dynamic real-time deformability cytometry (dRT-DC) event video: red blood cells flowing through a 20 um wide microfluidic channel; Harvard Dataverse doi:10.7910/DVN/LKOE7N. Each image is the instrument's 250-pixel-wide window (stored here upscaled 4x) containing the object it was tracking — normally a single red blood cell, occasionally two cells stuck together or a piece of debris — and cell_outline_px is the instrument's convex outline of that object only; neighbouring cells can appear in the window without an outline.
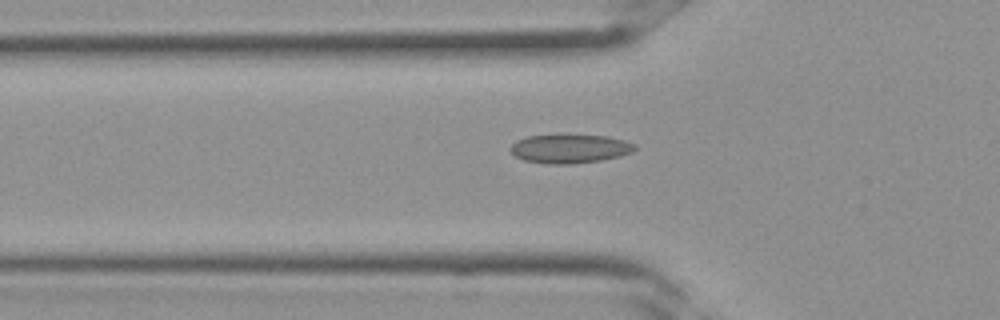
{"species": "Egyptian fruit bat (a non-hibernating species)", "species_latin": "Rousettus aegyptiacus", "temperature_condition": "room temperature", "stored_images_in_passage": 25, "camera_frame_rate_fps": 3000, "um_per_image_px": 0.085, "frame": {"image": 1, "passage_image": 3, "time_ms": 0.667, "image_size_px": [1000, 320], "cell_outline_px": [[636, 148], [632, 152], [620, 156], [600, 160], [572, 164], [548, 164], [524, 160], [516, 156], [508, 148], [516, 140], [528, 136], [556, 132], [560, 132], [608, 136], [624, 140], [636, 144]], "centroid_in_image_um": [48.41, 12.59], "position_along_channel_um": 77.4, "area_um2": 21.79}}
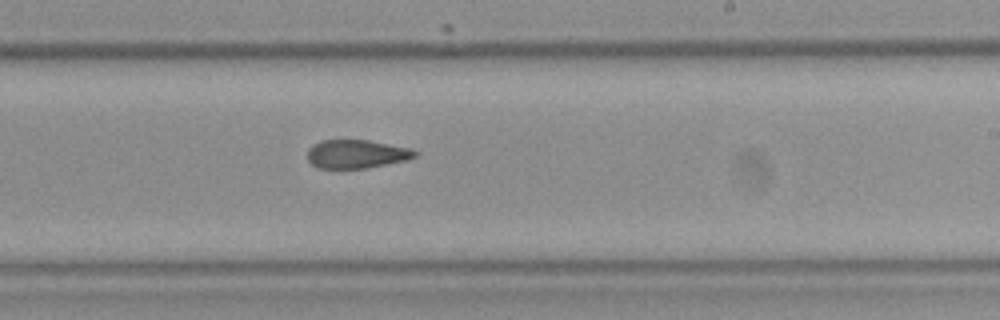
{"frame": {"image": 2, "passage_image": 12, "time_ms": 3.667, "image_size_px": [1000, 320], "cell_outline_px": [[420, 152], [416, 156], [408, 160], [368, 168], [316, 168], [308, 160], [308, 148], [312, 144], [320, 140], [368, 140], [412, 148]], "centroid_in_image_um": [30.33, 13.09], "position_along_channel_um": 258.7, "area_um2": 18.15}}
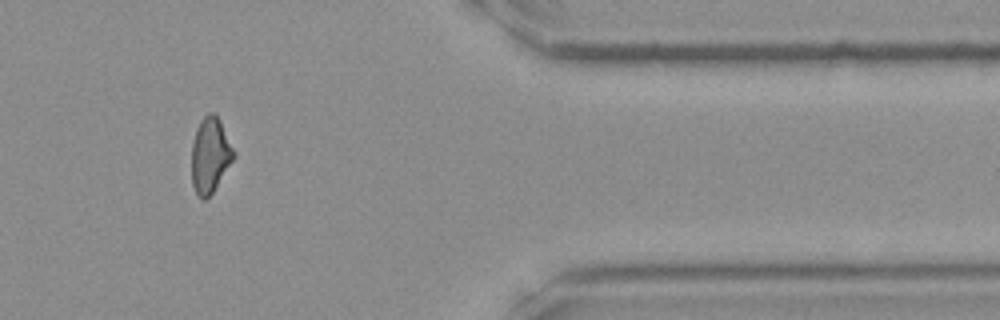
{"frame": {"image": 3, "passage_image": 20, "time_ms": 6.333, "image_size_px": [1000, 320], "cell_outline_px": [[236, 156], [212, 192], [204, 200], [200, 200], [196, 196], [192, 184], [192, 144], [196, 128], [200, 120], [208, 112], [212, 112], [220, 120], [236, 152]], "centroid_in_image_um": [17.86, 13.19], "position_along_channel_um": 393.5, "area_um2": 18.61}}